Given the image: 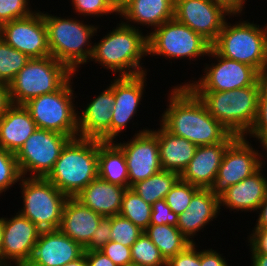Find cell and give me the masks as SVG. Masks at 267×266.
<instances>
[{"instance_id": "7402d4cb", "label": "cell", "mask_w": 267, "mask_h": 266, "mask_svg": "<svg viewBox=\"0 0 267 266\" xmlns=\"http://www.w3.org/2000/svg\"><path fill=\"white\" fill-rule=\"evenodd\" d=\"M220 213L219 197L210 188H200L192 197L186 211L178 215L177 227L180 232L194 243L197 232L209 222L216 220Z\"/></svg>"}, {"instance_id": "4fadbf2b", "label": "cell", "mask_w": 267, "mask_h": 266, "mask_svg": "<svg viewBox=\"0 0 267 266\" xmlns=\"http://www.w3.org/2000/svg\"><path fill=\"white\" fill-rule=\"evenodd\" d=\"M245 137H237L225 150L211 192L220 197L230 186L248 178L262 166V153ZM253 146V147H252Z\"/></svg>"}, {"instance_id": "5bb4252c", "label": "cell", "mask_w": 267, "mask_h": 266, "mask_svg": "<svg viewBox=\"0 0 267 266\" xmlns=\"http://www.w3.org/2000/svg\"><path fill=\"white\" fill-rule=\"evenodd\" d=\"M114 143L124 152L129 178V188L162 171L157 134L152 129L137 131L129 141Z\"/></svg>"}, {"instance_id": "74e56055", "label": "cell", "mask_w": 267, "mask_h": 266, "mask_svg": "<svg viewBox=\"0 0 267 266\" xmlns=\"http://www.w3.org/2000/svg\"><path fill=\"white\" fill-rule=\"evenodd\" d=\"M248 137L249 139L256 138L259 144L267 138V81L262 85L258 98L257 116L252 128L245 136V138Z\"/></svg>"}, {"instance_id": "6f0895ef", "label": "cell", "mask_w": 267, "mask_h": 266, "mask_svg": "<svg viewBox=\"0 0 267 266\" xmlns=\"http://www.w3.org/2000/svg\"><path fill=\"white\" fill-rule=\"evenodd\" d=\"M259 147H261L264 152L267 151V138L260 144Z\"/></svg>"}, {"instance_id": "d6986e66", "label": "cell", "mask_w": 267, "mask_h": 266, "mask_svg": "<svg viewBox=\"0 0 267 266\" xmlns=\"http://www.w3.org/2000/svg\"><path fill=\"white\" fill-rule=\"evenodd\" d=\"M83 253L84 248L59 229L42 230L26 266H63Z\"/></svg>"}, {"instance_id": "5b68a950", "label": "cell", "mask_w": 267, "mask_h": 266, "mask_svg": "<svg viewBox=\"0 0 267 266\" xmlns=\"http://www.w3.org/2000/svg\"><path fill=\"white\" fill-rule=\"evenodd\" d=\"M44 12L42 14L51 56L76 74L82 64L90 61L93 52L91 38L95 34L97 36L99 25H89L70 16L63 18Z\"/></svg>"}, {"instance_id": "11a10c76", "label": "cell", "mask_w": 267, "mask_h": 266, "mask_svg": "<svg viewBox=\"0 0 267 266\" xmlns=\"http://www.w3.org/2000/svg\"><path fill=\"white\" fill-rule=\"evenodd\" d=\"M107 1L118 14L121 12V0H107Z\"/></svg>"}, {"instance_id": "6da1fadb", "label": "cell", "mask_w": 267, "mask_h": 266, "mask_svg": "<svg viewBox=\"0 0 267 266\" xmlns=\"http://www.w3.org/2000/svg\"><path fill=\"white\" fill-rule=\"evenodd\" d=\"M173 87L168 94L169 105H166L160 118V124L167 131L189 140L197 147L232 143L237 138L207 111L185 82Z\"/></svg>"}, {"instance_id": "836d02e7", "label": "cell", "mask_w": 267, "mask_h": 266, "mask_svg": "<svg viewBox=\"0 0 267 266\" xmlns=\"http://www.w3.org/2000/svg\"><path fill=\"white\" fill-rule=\"evenodd\" d=\"M131 259L134 266H166V260L158 247L145 232L131 246Z\"/></svg>"}, {"instance_id": "60d3db41", "label": "cell", "mask_w": 267, "mask_h": 266, "mask_svg": "<svg viewBox=\"0 0 267 266\" xmlns=\"http://www.w3.org/2000/svg\"><path fill=\"white\" fill-rule=\"evenodd\" d=\"M100 251L109 257L117 266L132 265L131 247L110 240L100 249Z\"/></svg>"}, {"instance_id": "816d5d0a", "label": "cell", "mask_w": 267, "mask_h": 266, "mask_svg": "<svg viewBox=\"0 0 267 266\" xmlns=\"http://www.w3.org/2000/svg\"><path fill=\"white\" fill-rule=\"evenodd\" d=\"M251 266H267V254L251 253Z\"/></svg>"}, {"instance_id": "7c38bea8", "label": "cell", "mask_w": 267, "mask_h": 266, "mask_svg": "<svg viewBox=\"0 0 267 266\" xmlns=\"http://www.w3.org/2000/svg\"><path fill=\"white\" fill-rule=\"evenodd\" d=\"M207 56L217 63H206L204 74L186 83L192 91H229L255 85L263 77L255 68L222 57L212 47Z\"/></svg>"}, {"instance_id": "f35d334b", "label": "cell", "mask_w": 267, "mask_h": 266, "mask_svg": "<svg viewBox=\"0 0 267 266\" xmlns=\"http://www.w3.org/2000/svg\"><path fill=\"white\" fill-rule=\"evenodd\" d=\"M29 5L30 0H0V25L30 16L35 10Z\"/></svg>"}, {"instance_id": "3957f363", "label": "cell", "mask_w": 267, "mask_h": 266, "mask_svg": "<svg viewBox=\"0 0 267 266\" xmlns=\"http://www.w3.org/2000/svg\"><path fill=\"white\" fill-rule=\"evenodd\" d=\"M263 76L255 85L229 91H193L207 111L231 134L245 137L252 128L258 108Z\"/></svg>"}, {"instance_id": "e0dca14e", "label": "cell", "mask_w": 267, "mask_h": 266, "mask_svg": "<svg viewBox=\"0 0 267 266\" xmlns=\"http://www.w3.org/2000/svg\"><path fill=\"white\" fill-rule=\"evenodd\" d=\"M41 231L20 212L10 218L4 217L2 266H26Z\"/></svg>"}, {"instance_id": "f6af8a7d", "label": "cell", "mask_w": 267, "mask_h": 266, "mask_svg": "<svg viewBox=\"0 0 267 266\" xmlns=\"http://www.w3.org/2000/svg\"><path fill=\"white\" fill-rule=\"evenodd\" d=\"M251 253L267 254V229L253 228L252 233L247 237ZM250 243V244H249Z\"/></svg>"}, {"instance_id": "8992f818", "label": "cell", "mask_w": 267, "mask_h": 266, "mask_svg": "<svg viewBox=\"0 0 267 266\" xmlns=\"http://www.w3.org/2000/svg\"><path fill=\"white\" fill-rule=\"evenodd\" d=\"M241 20L233 25L226 20L211 47L222 57L247 64L267 77V23L263 27Z\"/></svg>"}, {"instance_id": "680465c9", "label": "cell", "mask_w": 267, "mask_h": 266, "mask_svg": "<svg viewBox=\"0 0 267 266\" xmlns=\"http://www.w3.org/2000/svg\"><path fill=\"white\" fill-rule=\"evenodd\" d=\"M266 153H267V151H266ZM263 154L264 153H262V156H261L262 157V161L261 162H262V166L264 167L266 165L265 162H267V159L265 161L263 157H266L267 158V154L265 156H263Z\"/></svg>"}, {"instance_id": "e575fe53", "label": "cell", "mask_w": 267, "mask_h": 266, "mask_svg": "<svg viewBox=\"0 0 267 266\" xmlns=\"http://www.w3.org/2000/svg\"><path fill=\"white\" fill-rule=\"evenodd\" d=\"M200 187L179 179L165 196V202L171 210L179 215L186 211L193 195Z\"/></svg>"}, {"instance_id": "4dcf8cb0", "label": "cell", "mask_w": 267, "mask_h": 266, "mask_svg": "<svg viewBox=\"0 0 267 266\" xmlns=\"http://www.w3.org/2000/svg\"><path fill=\"white\" fill-rule=\"evenodd\" d=\"M179 179V173L162 170L145 180L133 184L130 189L138 194L145 202L152 205L156 201L164 199Z\"/></svg>"}, {"instance_id": "681fc988", "label": "cell", "mask_w": 267, "mask_h": 266, "mask_svg": "<svg viewBox=\"0 0 267 266\" xmlns=\"http://www.w3.org/2000/svg\"><path fill=\"white\" fill-rule=\"evenodd\" d=\"M13 105L8 84L0 82V118Z\"/></svg>"}, {"instance_id": "c3c4849f", "label": "cell", "mask_w": 267, "mask_h": 266, "mask_svg": "<svg viewBox=\"0 0 267 266\" xmlns=\"http://www.w3.org/2000/svg\"><path fill=\"white\" fill-rule=\"evenodd\" d=\"M215 4L222 6L226 11H228L233 17L237 15L242 16V12L245 8L246 0H210Z\"/></svg>"}, {"instance_id": "83f0119b", "label": "cell", "mask_w": 267, "mask_h": 266, "mask_svg": "<svg viewBox=\"0 0 267 266\" xmlns=\"http://www.w3.org/2000/svg\"><path fill=\"white\" fill-rule=\"evenodd\" d=\"M153 131L157 134L162 169L181 174L194 157L197 146L185 138L171 134L161 124L160 129Z\"/></svg>"}, {"instance_id": "f907efd6", "label": "cell", "mask_w": 267, "mask_h": 266, "mask_svg": "<svg viewBox=\"0 0 267 266\" xmlns=\"http://www.w3.org/2000/svg\"><path fill=\"white\" fill-rule=\"evenodd\" d=\"M258 210L259 211H257V213L259 215L256 220V225L254 226V228H266L267 229V195L265 199L261 202Z\"/></svg>"}, {"instance_id": "277c9868", "label": "cell", "mask_w": 267, "mask_h": 266, "mask_svg": "<svg viewBox=\"0 0 267 266\" xmlns=\"http://www.w3.org/2000/svg\"><path fill=\"white\" fill-rule=\"evenodd\" d=\"M98 177V140L73 138L63 148L46 177L67 197H76Z\"/></svg>"}, {"instance_id": "9f6ffc18", "label": "cell", "mask_w": 267, "mask_h": 266, "mask_svg": "<svg viewBox=\"0 0 267 266\" xmlns=\"http://www.w3.org/2000/svg\"><path fill=\"white\" fill-rule=\"evenodd\" d=\"M134 0H121V11Z\"/></svg>"}, {"instance_id": "f546056e", "label": "cell", "mask_w": 267, "mask_h": 266, "mask_svg": "<svg viewBox=\"0 0 267 266\" xmlns=\"http://www.w3.org/2000/svg\"><path fill=\"white\" fill-rule=\"evenodd\" d=\"M144 232L158 247L166 261L191 244V241L180 232L177 226L150 224Z\"/></svg>"}, {"instance_id": "44dd1931", "label": "cell", "mask_w": 267, "mask_h": 266, "mask_svg": "<svg viewBox=\"0 0 267 266\" xmlns=\"http://www.w3.org/2000/svg\"><path fill=\"white\" fill-rule=\"evenodd\" d=\"M263 166L248 178L230 186L220 197V209L256 212L267 195V177Z\"/></svg>"}, {"instance_id": "8fae6325", "label": "cell", "mask_w": 267, "mask_h": 266, "mask_svg": "<svg viewBox=\"0 0 267 266\" xmlns=\"http://www.w3.org/2000/svg\"><path fill=\"white\" fill-rule=\"evenodd\" d=\"M71 139L68 135L37 128L15 154L22 176L28 173L30 178H46Z\"/></svg>"}, {"instance_id": "30bf717a", "label": "cell", "mask_w": 267, "mask_h": 266, "mask_svg": "<svg viewBox=\"0 0 267 266\" xmlns=\"http://www.w3.org/2000/svg\"><path fill=\"white\" fill-rule=\"evenodd\" d=\"M148 55L195 61L208 55L211 44L190 27L175 19L147 32Z\"/></svg>"}, {"instance_id": "d4e9b609", "label": "cell", "mask_w": 267, "mask_h": 266, "mask_svg": "<svg viewBox=\"0 0 267 266\" xmlns=\"http://www.w3.org/2000/svg\"><path fill=\"white\" fill-rule=\"evenodd\" d=\"M126 189L97 177L76 198L99 215L112 217L119 215Z\"/></svg>"}, {"instance_id": "d590c367", "label": "cell", "mask_w": 267, "mask_h": 266, "mask_svg": "<svg viewBox=\"0 0 267 266\" xmlns=\"http://www.w3.org/2000/svg\"><path fill=\"white\" fill-rule=\"evenodd\" d=\"M15 153L0 147V195L22 179Z\"/></svg>"}, {"instance_id": "484cf974", "label": "cell", "mask_w": 267, "mask_h": 266, "mask_svg": "<svg viewBox=\"0 0 267 266\" xmlns=\"http://www.w3.org/2000/svg\"><path fill=\"white\" fill-rule=\"evenodd\" d=\"M36 129L24 105L13 104L0 118V147L16 154Z\"/></svg>"}, {"instance_id": "7bdbcfd3", "label": "cell", "mask_w": 267, "mask_h": 266, "mask_svg": "<svg viewBox=\"0 0 267 266\" xmlns=\"http://www.w3.org/2000/svg\"><path fill=\"white\" fill-rule=\"evenodd\" d=\"M111 237V217H103L93 232L92 239L84 248V251L100 250L110 241Z\"/></svg>"}, {"instance_id": "b9f144b4", "label": "cell", "mask_w": 267, "mask_h": 266, "mask_svg": "<svg viewBox=\"0 0 267 266\" xmlns=\"http://www.w3.org/2000/svg\"><path fill=\"white\" fill-rule=\"evenodd\" d=\"M178 215L175 214L165 202V199L156 201L151 205L150 224L163 225L168 224L177 226Z\"/></svg>"}, {"instance_id": "8d00e7d4", "label": "cell", "mask_w": 267, "mask_h": 266, "mask_svg": "<svg viewBox=\"0 0 267 266\" xmlns=\"http://www.w3.org/2000/svg\"><path fill=\"white\" fill-rule=\"evenodd\" d=\"M143 232L130 220L120 215L111 217V241L131 247Z\"/></svg>"}, {"instance_id": "ee69618b", "label": "cell", "mask_w": 267, "mask_h": 266, "mask_svg": "<svg viewBox=\"0 0 267 266\" xmlns=\"http://www.w3.org/2000/svg\"><path fill=\"white\" fill-rule=\"evenodd\" d=\"M191 243L185 250L166 261V266H200V250Z\"/></svg>"}, {"instance_id": "4316f807", "label": "cell", "mask_w": 267, "mask_h": 266, "mask_svg": "<svg viewBox=\"0 0 267 266\" xmlns=\"http://www.w3.org/2000/svg\"><path fill=\"white\" fill-rule=\"evenodd\" d=\"M118 15L126 20L128 26H151L155 30L164 22L174 19V0H134ZM132 23V24H131ZM134 24V25H133Z\"/></svg>"}, {"instance_id": "603a6c76", "label": "cell", "mask_w": 267, "mask_h": 266, "mask_svg": "<svg viewBox=\"0 0 267 266\" xmlns=\"http://www.w3.org/2000/svg\"><path fill=\"white\" fill-rule=\"evenodd\" d=\"M102 218L103 216L85 206L76 197H68L58 229L85 248Z\"/></svg>"}, {"instance_id": "ab89813d", "label": "cell", "mask_w": 267, "mask_h": 266, "mask_svg": "<svg viewBox=\"0 0 267 266\" xmlns=\"http://www.w3.org/2000/svg\"><path fill=\"white\" fill-rule=\"evenodd\" d=\"M71 4L75 9L77 15L102 17L104 15H111L118 13L109 4L107 0H71Z\"/></svg>"}, {"instance_id": "ffe728a7", "label": "cell", "mask_w": 267, "mask_h": 266, "mask_svg": "<svg viewBox=\"0 0 267 266\" xmlns=\"http://www.w3.org/2000/svg\"><path fill=\"white\" fill-rule=\"evenodd\" d=\"M115 102L112 80L87 107L78 112V137L111 142L112 108Z\"/></svg>"}, {"instance_id": "f1b7e54d", "label": "cell", "mask_w": 267, "mask_h": 266, "mask_svg": "<svg viewBox=\"0 0 267 266\" xmlns=\"http://www.w3.org/2000/svg\"><path fill=\"white\" fill-rule=\"evenodd\" d=\"M98 177L108 183L129 188L126 158L114 142L98 140Z\"/></svg>"}, {"instance_id": "7a4b0ae2", "label": "cell", "mask_w": 267, "mask_h": 266, "mask_svg": "<svg viewBox=\"0 0 267 266\" xmlns=\"http://www.w3.org/2000/svg\"><path fill=\"white\" fill-rule=\"evenodd\" d=\"M113 30L93 44L90 60L111 70L114 76H137L147 73L142 58L148 56L147 34L128 26L120 19ZM141 63V64H140ZM145 68V69H144Z\"/></svg>"}, {"instance_id": "db71d44e", "label": "cell", "mask_w": 267, "mask_h": 266, "mask_svg": "<svg viewBox=\"0 0 267 266\" xmlns=\"http://www.w3.org/2000/svg\"><path fill=\"white\" fill-rule=\"evenodd\" d=\"M3 216L0 217V266H2Z\"/></svg>"}, {"instance_id": "d6a6232c", "label": "cell", "mask_w": 267, "mask_h": 266, "mask_svg": "<svg viewBox=\"0 0 267 266\" xmlns=\"http://www.w3.org/2000/svg\"><path fill=\"white\" fill-rule=\"evenodd\" d=\"M30 58L0 37V82L10 84Z\"/></svg>"}, {"instance_id": "1f68e13d", "label": "cell", "mask_w": 267, "mask_h": 266, "mask_svg": "<svg viewBox=\"0 0 267 266\" xmlns=\"http://www.w3.org/2000/svg\"><path fill=\"white\" fill-rule=\"evenodd\" d=\"M119 215L130 220L144 231L150 225L151 205L145 202L132 189L128 188L124 192Z\"/></svg>"}, {"instance_id": "2e32d148", "label": "cell", "mask_w": 267, "mask_h": 266, "mask_svg": "<svg viewBox=\"0 0 267 266\" xmlns=\"http://www.w3.org/2000/svg\"><path fill=\"white\" fill-rule=\"evenodd\" d=\"M232 15L210 0H174V19L190 27L211 45Z\"/></svg>"}, {"instance_id": "bcb514c9", "label": "cell", "mask_w": 267, "mask_h": 266, "mask_svg": "<svg viewBox=\"0 0 267 266\" xmlns=\"http://www.w3.org/2000/svg\"><path fill=\"white\" fill-rule=\"evenodd\" d=\"M200 266H230L227 260L222 257V254L214 249H201L200 251Z\"/></svg>"}, {"instance_id": "cb8c5ba5", "label": "cell", "mask_w": 267, "mask_h": 266, "mask_svg": "<svg viewBox=\"0 0 267 266\" xmlns=\"http://www.w3.org/2000/svg\"><path fill=\"white\" fill-rule=\"evenodd\" d=\"M231 143L198 146L180 179L200 188H210L218 174L223 155Z\"/></svg>"}, {"instance_id": "9c48e42d", "label": "cell", "mask_w": 267, "mask_h": 266, "mask_svg": "<svg viewBox=\"0 0 267 266\" xmlns=\"http://www.w3.org/2000/svg\"><path fill=\"white\" fill-rule=\"evenodd\" d=\"M23 208L20 212L40 230L59 228L63 208L68 199L46 178L22 177L19 183Z\"/></svg>"}, {"instance_id": "ba28073f", "label": "cell", "mask_w": 267, "mask_h": 266, "mask_svg": "<svg viewBox=\"0 0 267 266\" xmlns=\"http://www.w3.org/2000/svg\"><path fill=\"white\" fill-rule=\"evenodd\" d=\"M74 74L59 90L33 98L24 104L37 128L55 131L69 137H78L77 97L73 92ZM72 80V82H71Z\"/></svg>"}, {"instance_id": "ac0fdd59", "label": "cell", "mask_w": 267, "mask_h": 266, "mask_svg": "<svg viewBox=\"0 0 267 266\" xmlns=\"http://www.w3.org/2000/svg\"><path fill=\"white\" fill-rule=\"evenodd\" d=\"M147 73L137 76H117L112 81L115 102L112 108L111 142L126 130V126L137 114L144 95Z\"/></svg>"}, {"instance_id": "7dc6e473", "label": "cell", "mask_w": 267, "mask_h": 266, "mask_svg": "<svg viewBox=\"0 0 267 266\" xmlns=\"http://www.w3.org/2000/svg\"><path fill=\"white\" fill-rule=\"evenodd\" d=\"M87 266H117L100 250L84 251Z\"/></svg>"}, {"instance_id": "9a60e30c", "label": "cell", "mask_w": 267, "mask_h": 266, "mask_svg": "<svg viewBox=\"0 0 267 266\" xmlns=\"http://www.w3.org/2000/svg\"><path fill=\"white\" fill-rule=\"evenodd\" d=\"M0 37L30 59L51 56L47 29L40 10H35L25 18L2 24Z\"/></svg>"}, {"instance_id": "f5cc1de1", "label": "cell", "mask_w": 267, "mask_h": 266, "mask_svg": "<svg viewBox=\"0 0 267 266\" xmlns=\"http://www.w3.org/2000/svg\"><path fill=\"white\" fill-rule=\"evenodd\" d=\"M63 266H87L86 256L83 253L78 259L73 260Z\"/></svg>"}, {"instance_id": "52a82bcc", "label": "cell", "mask_w": 267, "mask_h": 266, "mask_svg": "<svg viewBox=\"0 0 267 266\" xmlns=\"http://www.w3.org/2000/svg\"><path fill=\"white\" fill-rule=\"evenodd\" d=\"M74 73L52 56L32 58L9 84L12 103L24 105L29 100L59 90Z\"/></svg>"}]
</instances>
